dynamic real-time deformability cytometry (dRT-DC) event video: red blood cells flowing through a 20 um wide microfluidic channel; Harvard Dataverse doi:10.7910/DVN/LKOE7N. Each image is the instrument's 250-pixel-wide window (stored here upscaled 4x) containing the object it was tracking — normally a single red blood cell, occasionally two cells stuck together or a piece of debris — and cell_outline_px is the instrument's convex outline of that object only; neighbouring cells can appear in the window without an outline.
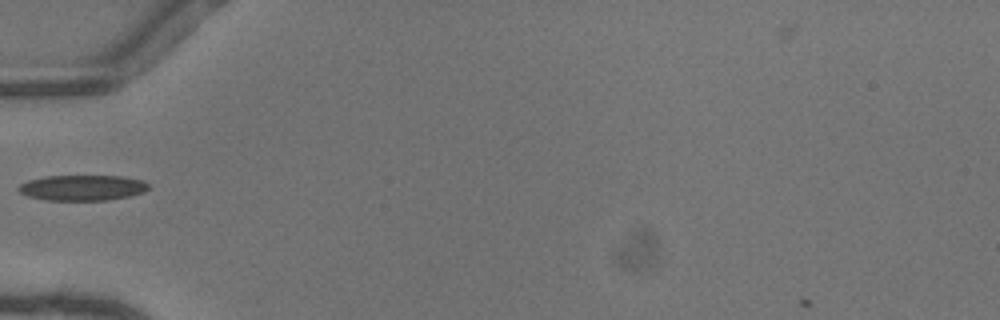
{"species": "common noctule bat (a hibernating species)", "species_latin": "Nyctalus noctula", "temperature_condition": "warm", "stored_images_in_passage": 31, "camera_frame_rate_fps": 3000, "um_per_image_px": 0.085, "animal": {"sex": "female"}, "frame": {"image": 1, "passage_image": 1, "time_ms": 0.0, "image_size_px": [1000, 320], "cell_outline_px": [[148, 188], [144, 192], [128, 196], [108, 200], [44, 200], [28, 196], [20, 192], [16, 188], [20, 184], [28, 180], [44, 176], [124, 176], [144, 180], [148, 184]], "centroid_in_image_um": [6.99, 15.95], "position_along_channel_um": 78.0, "area_um2": 19.42}}
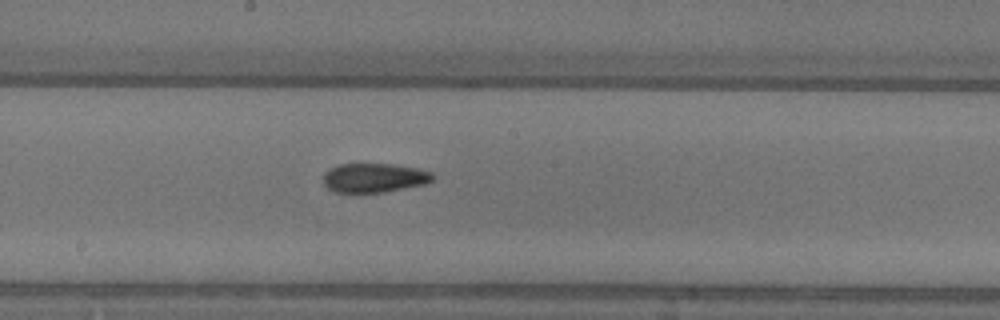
{"frame": {"image": 2, "passage_image": 11, "time_ms": 3.333, "image_size_px": [1000, 320], "cell_outline_px": [[432, 180], [428, 184], [384, 192], [336, 192], [328, 188], [324, 184], [324, 172], [328, 168], [340, 164], [396, 164], [416, 168], [432, 172]], "centroid_in_image_um": [31.81, 15.11], "position_along_channel_um": 216.4, "area_um2": 18.67}}
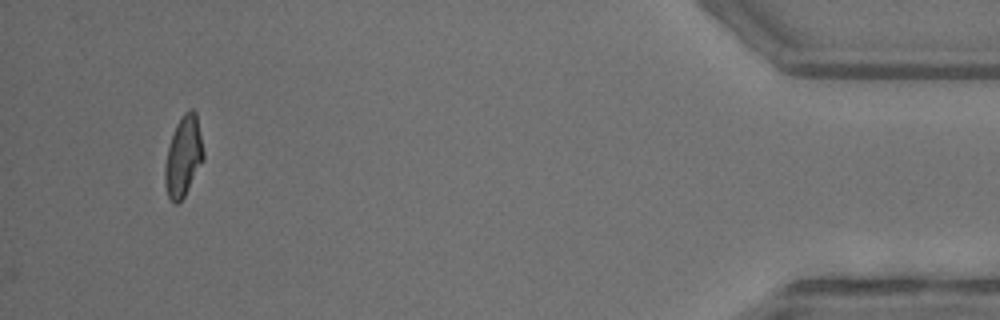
{"frame": {"image": 3, "passage_image": 31, "time_ms": 10.0, "image_size_px": [1000, 320], "cell_outline_px": [[204, 160], [184, 196], [176, 204], [172, 204], [168, 196], [164, 184], [164, 164], [168, 148], [176, 124], [184, 112], [188, 108], [192, 108], [196, 112], [204, 152]], "centroid_in_image_um": [15.58, 13.29], "position_along_channel_um": 419.6, "area_um2": 18.15}}